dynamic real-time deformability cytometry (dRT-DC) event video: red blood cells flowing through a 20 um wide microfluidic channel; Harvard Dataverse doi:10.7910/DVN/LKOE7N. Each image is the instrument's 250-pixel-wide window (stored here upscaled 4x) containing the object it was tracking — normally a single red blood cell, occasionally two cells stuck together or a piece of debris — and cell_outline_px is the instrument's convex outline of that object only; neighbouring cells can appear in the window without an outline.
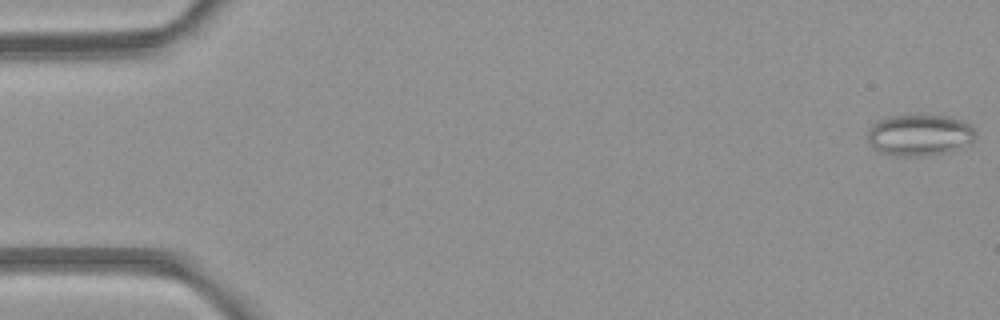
{"species": "common noctule bat (a hibernating species)", "species_latin": "Nyctalus noctula", "temperature_condition": "room temperature", "stored_images_in_passage": 4, "camera_frame_rate_fps": 3000, "um_per_image_px": 0.085, "animal": {"sex": "female", "body_mass_g": 21.9}, "frame": {"image": 1, "passage_image": 1, "time_ms": 0.0, "image_size_px": [1000, 320], "cell_outline_px": [[976, 140], [948, 152], [928, 156], [892, 156], [880, 152], [872, 148], [868, 144], [868, 128], [872, 124], [888, 116], [908, 112], [948, 116], [960, 120], [968, 124], [976, 132]], "centroid_in_image_um": [78.12, 11.45], "position_along_channel_um": 6.9, "area_um2": 26.99}}